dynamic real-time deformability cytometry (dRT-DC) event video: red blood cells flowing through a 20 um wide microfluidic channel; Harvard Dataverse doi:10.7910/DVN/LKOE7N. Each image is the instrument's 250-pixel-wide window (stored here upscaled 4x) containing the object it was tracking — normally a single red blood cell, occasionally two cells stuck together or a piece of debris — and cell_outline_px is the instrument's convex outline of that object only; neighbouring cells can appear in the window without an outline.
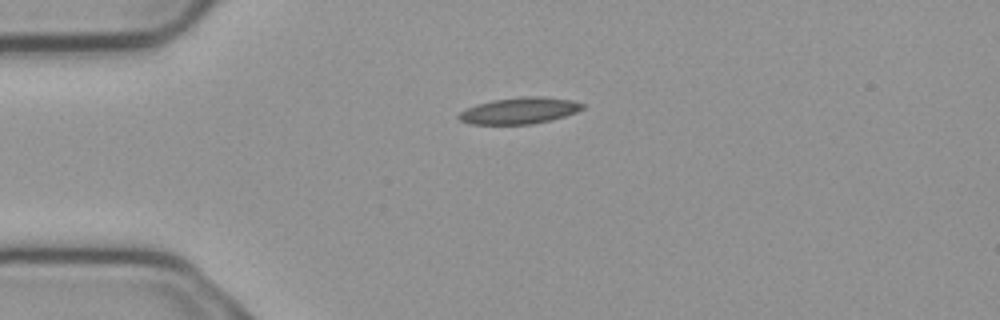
{"species": "common noctule bat (a hibernating species)", "species_latin": "Nyctalus noctula", "temperature_condition": "cold", "stored_images_in_passage": 2, "camera_frame_rate_fps": 3000, "um_per_image_px": 0.085, "animal": {"sex": "male", "body_mass_g": 23.1, "forearm_length_mm": 52.7}, "frame": {"image": 1, "passage_image": 1, "time_ms": 0.0, "image_size_px": [1000, 320], "cell_outline_px": [[584, 108], [576, 112], [564, 116], [532, 124], [472, 124], [460, 120], [456, 116], [460, 112], [476, 104], [492, 100], [520, 96], [544, 96], [572, 100], [584, 104]], "centroid_in_image_um": [44.15, 9.39], "position_along_channel_um": 40.9, "area_um2": 19.02}}